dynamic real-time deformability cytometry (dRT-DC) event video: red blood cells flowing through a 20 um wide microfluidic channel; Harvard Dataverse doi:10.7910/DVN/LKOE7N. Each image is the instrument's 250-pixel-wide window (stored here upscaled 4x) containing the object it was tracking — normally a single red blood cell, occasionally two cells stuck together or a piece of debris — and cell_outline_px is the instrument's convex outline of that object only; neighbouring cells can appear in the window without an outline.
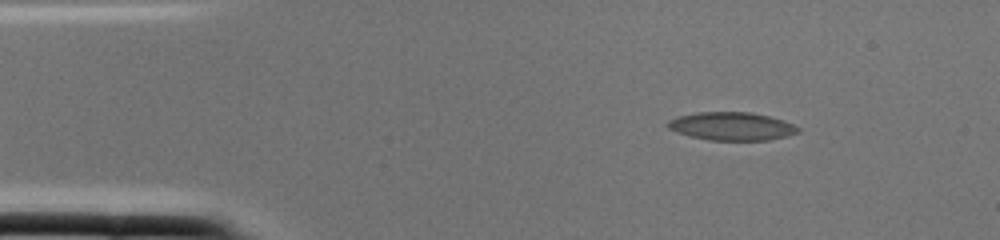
{"species": "common noctule bat (a hibernating species)", "species_latin": "Nyctalus noctula", "temperature_condition": "cold", "stored_images_in_passage": 1, "camera_frame_rate_fps": 3000, "um_per_image_px": 0.085, "animal": {"sex": "female", "body_mass_g": 22.0, "forearm_length_mm": 56.7}, "frame": {"image": 1, "passage_image": 1, "time_ms": 0.0, "image_size_px": [1000, 240], "cell_outline_px": [[800, 132], [788, 136], [768, 140], [708, 140], [688, 136], [676, 132], [668, 128], [664, 124], [668, 120], [676, 116], [696, 112], [752, 112], [784, 120], [800, 128]], "centroid_in_image_um": [62.16, 10.73], "position_along_channel_um": 22.8, "area_um2": 21.68}}